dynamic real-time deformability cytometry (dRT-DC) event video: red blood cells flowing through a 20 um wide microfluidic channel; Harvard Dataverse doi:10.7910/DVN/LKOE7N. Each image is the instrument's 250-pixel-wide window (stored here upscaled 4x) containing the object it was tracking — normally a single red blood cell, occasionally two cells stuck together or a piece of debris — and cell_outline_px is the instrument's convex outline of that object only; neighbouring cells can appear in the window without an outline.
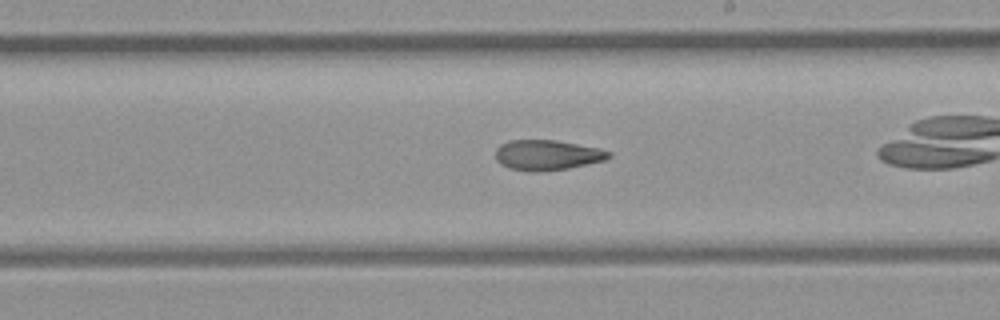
{"species": "common noctule bat (a hibernating species)", "species_latin": "Nyctalus noctula", "temperature_condition": "room temperature", "stored_images_in_passage": 27, "camera_frame_rate_fps": 3000, "um_per_image_px": 0.085, "animal": {"sex": "female", "body_mass_g": 21.9}, "frame": {"image": 1, "passage_image": 12, "time_ms": 3.667, "image_size_px": [1000, 320], "cell_outline_px": [[612, 156], [604, 160], [568, 168], [536, 172], [508, 168], [500, 164], [496, 160], [496, 148], [500, 144], [508, 140], [556, 140], [600, 148], [612, 152]], "centroid_in_image_um": [46.5, 13.17], "position_along_channel_um": 242.5, "area_um2": 20.0}}